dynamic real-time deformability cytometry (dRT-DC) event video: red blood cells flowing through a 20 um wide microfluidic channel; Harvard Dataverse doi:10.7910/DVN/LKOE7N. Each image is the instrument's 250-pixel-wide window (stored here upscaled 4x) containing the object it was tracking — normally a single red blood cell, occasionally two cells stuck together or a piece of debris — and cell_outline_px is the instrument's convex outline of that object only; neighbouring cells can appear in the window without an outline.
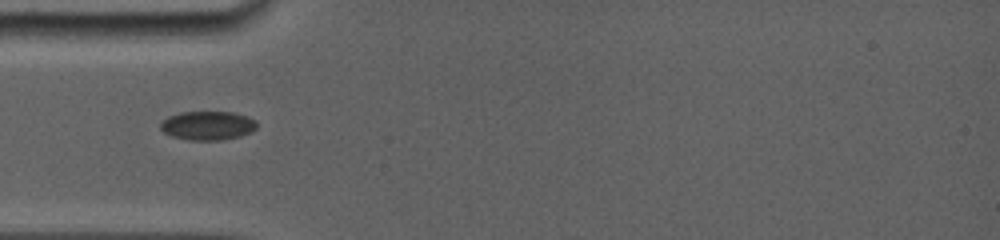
{"species": "common noctule bat (a hibernating species)", "species_latin": "Nyctalus noctula", "temperature_condition": "room temperature", "stored_images_in_passage": 6, "camera_frame_rate_fps": 5000, "um_per_image_px": 0.085, "animal": {"sex": "female", "body_mass_g": 19.0, "forearm_length_mm": 56.7}, "frame": {"image": 1, "passage_image": 3, "time_ms": 1.8, "image_size_px": [1000, 240], "cell_outline_px": [[256, 128], [252, 132], [240, 136], [224, 140], [188, 140], [172, 136], [164, 132], [160, 128], [160, 124], [168, 116], [180, 112], [232, 112], [248, 116], [256, 120]], "centroid_in_image_um": [17.67, 10.67], "position_along_channel_um": 67.3, "area_um2": 16.3}}
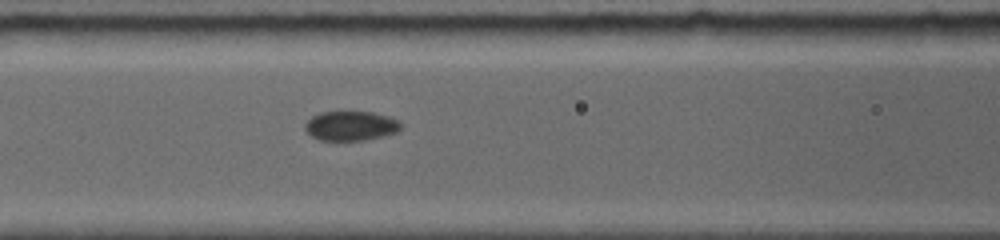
{"frame": {"image": 2, "passage_image": 5, "time_ms": 3.6, "image_size_px": [1000, 240], "cell_outline_px": [[400, 128], [396, 132], [384, 136], [364, 140], [320, 140], [312, 136], [304, 128], [304, 124], [312, 116], [320, 112], [372, 112], [388, 116], [396, 120], [400, 124]], "centroid_in_image_um": [29.79, 10.7], "position_along_channel_um": 136.8, "area_um2": 16.3}}
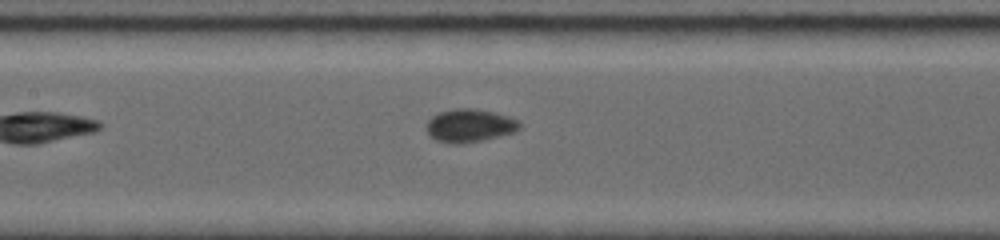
{"frame": {"image": 3, "passage_image": 6, "time_ms": 4.4, "image_size_px": [1000, 240], "cell_outline_px": [[520, 128], [516, 132], [484, 140], [460, 144], [448, 144], [436, 140], [428, 136], [424, 128], [428, 120], [432, 116], [440, 112], [456, 108], [472, 108], [492, 112], [508, 116], [520, 120]], "centroid_in_image_um": [39.89, 10.69], "position_along_channel_um": 167.5, "area_um2": 18.32}}